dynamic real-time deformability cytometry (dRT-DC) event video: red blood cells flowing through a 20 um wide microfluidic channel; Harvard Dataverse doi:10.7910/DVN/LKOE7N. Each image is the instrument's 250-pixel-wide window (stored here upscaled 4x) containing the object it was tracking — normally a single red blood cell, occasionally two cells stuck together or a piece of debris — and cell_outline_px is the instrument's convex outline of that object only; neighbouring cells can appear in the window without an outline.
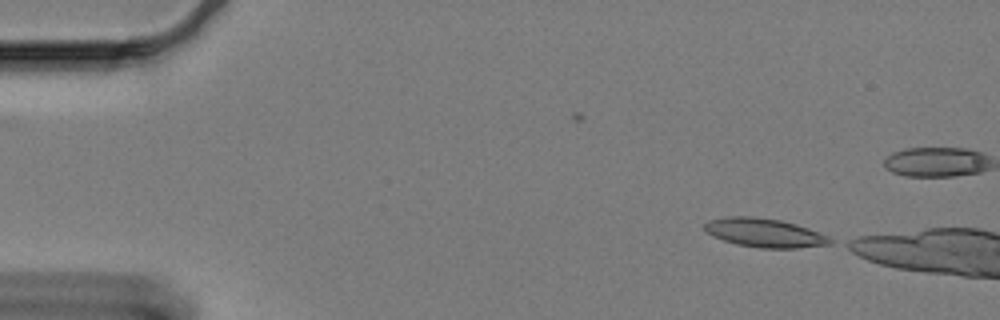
{"species": "Egyptian fruit bat (a non-hibernating species)", "species_latin": "Rousettus aegyptiacus", "temperature_condition": "cold", "stored_images_in_passage": 3, "camera_frame_rate_fps": 3000, "um_per_image_px": 0.085, "animal": {"sex": "female"}, "frame": {"image": 1, "passage_image": 3, "time_ms": 0.667, "image_size_px": [1000, 320], "cell_outline_px": [[832, 244], [796, 248], [760, 248], [736, 244], [712, 236], [704, 228], [704, 224], [708, 220], [728, 216], [752, 216], [780, 220], [796, 224], [808, 228], [832, 240]], "centroid_in_image_um": [64.93, 19.78], "position_along_channel_um": 20.1, "area_um2": 20.87}}